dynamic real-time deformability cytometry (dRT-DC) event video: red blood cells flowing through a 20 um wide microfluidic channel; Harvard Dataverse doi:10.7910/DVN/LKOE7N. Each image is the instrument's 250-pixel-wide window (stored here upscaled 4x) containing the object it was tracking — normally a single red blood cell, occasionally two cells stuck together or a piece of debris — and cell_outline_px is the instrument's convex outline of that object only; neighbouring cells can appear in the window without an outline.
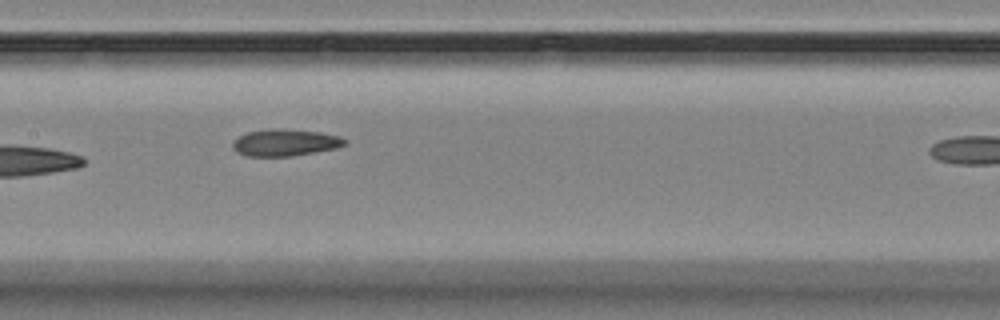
{"species": "Egyptian fruit bat (a non-hibernating species)", "species_latin": "Rousettus aegyptiacus", "temperature_condition": "room temperature", "stored_images_in_passage": 14, "camera_frame_rate_fps": 3000, "um_per_image_px": 0.085, "animal": {"sex": "female"}, "frame": {"image": 1, "passage_image": 8, "time_ms": 8.667, "image_size_px": [1000, 320], "cell_outline_px": [[348, 144], [336, 148], [292, 156], [244, 156], [236, 152], [232, 148], [232, 144], [240, 136], [248, 132], [268, 128], [284, 128], [320, 132], [340, 136], [348, 140]], "centroid_in_image_um": [24.26, 12.11], "position_along_channel_um": 183.1, "area_um2": 17.74}}
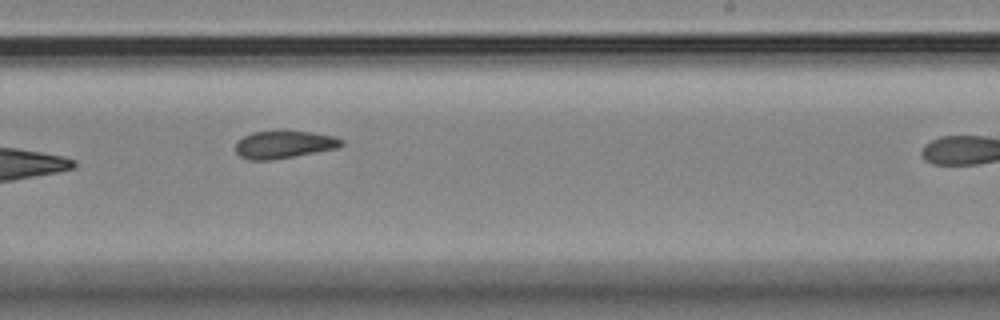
{"frame": {"image": 2, "passage_image": 10, "time_ms": 11.0, "image_size_px": [1000, 320], "cell_outline_px": [[344, 144], [340, 148], [272, 160], [248, 160], [240, 156], [236, 152], [236, 140], [252, 132], [276, 128], [284, 128], [312, 132], [336, 136], [344, 140]], "centroid_in_image_um": [24.16, 12.23], "position_along_channel_um": 264.8, "area_um2": 18.03}}
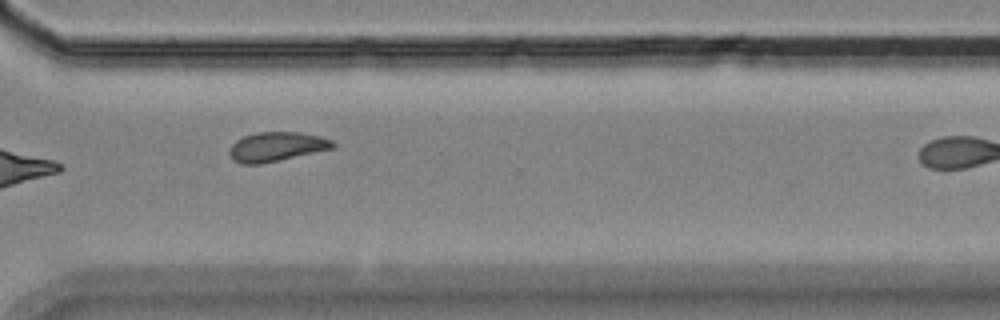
{"frame": {"image": 3, "passage_image": 12, "time_ms": 13.333, "image_size_px": [1000, 320], "cell_outline_px": [[336, 144], [332, 148], [280, 160], [260, 164], [240, 164], [232, 160], [228, 152], [232, 144], [236, 140], [244, 136], [256, 132], [300, 132], [320, 136], [332, 140]], "centroid_in_image_um": [23.46, 12.47], "position_along_channel_um": 347.1, "area_um2": 17.69}, "authors_computed_cell_mechanics": {"area_um2": 20.6346, "velocity_mm_per_s": 3.5278, "shape_relaxation_time_tau1_ms": 10.1675, "shape_relaxation_time_tau2_ms": 1.7687, "deformation_change_tau1": 0.1681, "deformation_change_tau2": 0.0744}}